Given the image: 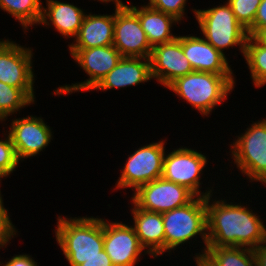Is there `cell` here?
<instances>
[{"label": "cell", "mask_w": 266, "mask_h": 266, "mask_svg": "<svg viewBox=\"0 0 266 266\" xmlns=\"http://www.w3.org/2000/svg\"><path fill=\"white\" fill-rule=\"evenodd\" d=\"M211 198L212 194L206 197L207 246L253 249L266 241V226L264 220L256 216L257 213L241 205V202L234 204L227 203L225 199Z\"/></svg>", "instance_id": "6da1fadb"}, {"label": "cell", "mask_w": 266, "mask_h": 266, "mask_svg": "<svg viewBox=\"0 0 266 266\" xmlns=\"http://www.w3.org/2000/svg\"><path fill=\"white\" fill-rule=\"evenodd\" d=\"M56 228V241L70 266H79L103 250L102 218L58 216Z\"/></svg>", "instance_id": "7a4b0ae2"}, {"label": "cell", "mask_w": 266, "mask_h": 266, "mask_svg": "<svg viewBox=\"0 0 266 266\" xmlns=\"http://www.w3.org/2000/svg\"><path fill=\"white\" fill-rule=\"evenodd\" d=\"M234 74L193 71L177 78L167 88L186 100L201 115L208 116L234 89Z\"/></svg>", "instance_id": "3957f363"}, {"label": "cell", "mask_w": 266, "mask_h": 266, "mask_svg": "<svg viewBox=\"0 0 266 266\" xmlns=\"http://www.w3.org/2000/svg\"><path fill=\"white\" fill-rule=\"evenodd\" d=\"M162 217L165 252L170 254L171 250L200 235L205 247L202 254L196 253L195 256L204 255L208 245L206 197L196 196L185 206L162 213Z\"/></svg>", "instance_id": "277c9868"}, {"label": "cell", "mask_w": 266, "mask_h": 266, "mask_svg": "<svg viewBox=\"0 0 266 266\" xmlns=\"http://www.w3.org/2000/svg\"><path fill=\"white\" fill-rule=\"evenodd\" d=\"M192 10L203 38L216 50L225 55L224 49L239 46L244 56L249 35L247 29L235 18L227 2L213 8Z\"/></svg>", "instance_id": "5b68a950"}, {"label": "cell", "mask_w": 266, "mask_h": 266, "mask_svg": "<svg viewBox=\"0 0 266 266\" xmlns=\"http://www.w3.org/2000/svg\"><path fill=\"white\" fill-rule=\"evenodd\" d=\"M237 168L249 182L266 180V118L253 122L230 145Z\"/></svg>", "instance_id": "8992f818"}, {"label": "cell", "mask_w": 266, "mask_h": 266, "mask_svg": "<svg viewBox=\"0 0 266 266\" xmlns=\"http://www.w3.org/2000/svg\"><path fill=\"white\" fill-rule=\"evenodd\" d=\"M76 63L87 73L89 78L83 82L59 86L55 95L72 94L73 92L93 91L100 81L118 64L122 55L113 46H100L88 49H69Z\"/></svg>", "instance_id": "52a82bcc"}, {"label": "cell", "mask_w": 266, "mask_h": 266, "mask_svg": "<svg viewBox=\"0 0 266 266\" xmlns=\"http://www.w3.org/2000/svg\"><path fill=\"white\" fill-rule=\"evenodd\" d=\"M165 143L152 142L128 155L114 190L131 188L134 192L139 186L162 177Z\"/></svg>", "instance_id": "ba28073f"}, {"label": "cell", "mask_w": 266, "mask_h": 266, "mask_svg": "<svg viewBox=\"0 0 266 266\" xmlns=\"http://www.w3.org/2000/svg\"><path fill=\"white\" fill-rule=\"evenodd\" d=\"M208 158L191 148L181 147L165 153L163 159L162 178L183 185L192 191L196 196L207 197L213 194L208 187L206 192H201V174L209 161Z\"/></svg>", "instance_id": "9c48e42d"}, {"label": "cell", "mask_w": 266, "mask_h": 266, "mask_svg": "<svg viewBox=\"0 0 266 266\" xmlns=\"http://www.w3.org/2000/svg\"><path fill=\"white\" fill-rule=\"evenodd\" d=\"M0 39V82L20 88L33 102L34 72L33 49L23 47L15 41Z\"/></svg>", "instance_id": "30bf717a"}, {"label": "cell", "mask_w": 266, "mask_h": 266, "mask_svg": "<svg viewBox=\"0 0 266 266\" xmlns=\"http://www.w3.org/2000/svg\"><path fill=\"white\" fill-rule=\"evenodd\" d=\"M131 201L146 211L164 213L190 203L196 195L187 187L162 177L139 186Z\"/></svg>", "instance_id": "8fae6325"}, {"label": "cell", "mask_w": 266, "mask_h": 266, "mask_svg": "<svg viewBox=\"0 0 266 266\" xmlns=\"http://www.w3.org/2000/svg\"><path fill=\"white\" fill-rule=\"evenodd\" d=\"M103 249L113 266H135L140 255L149 254L141 245L133 226L103 219Z\"/></svg>", "instance_id": "7c38bea8"}, {"label": "cell", "mask_w": 266, "mask_h": 266, "mask_svg": "<svg viewBox=\"0 0 266 266\" xmlns=\"http://www.w3.org/2000/svg\"><path fill=\"white\" fill-rule=\"evenodd\" d=\"M113 46L122 57L150 58L152 46L130 7L115 8Z\"/></svg>", "instance_id": "4fadbf2b"}, {"label": "cell", "mask_w": 266, "mask_h": 266, "mask_svg": "<svg viewBox=\"0 0 266 266\" xmlns=\"http://www.w3.org/2000/svg\"><path fill=\"white\" fill-rule=\"evenodd\" d=\"M11 122L8 134L19 161L36 156L50 144L52 130L41 116L15 118Z\"/></svg>", "instance_id": "5bb4252c"}, {"label": "cell", "mask_w": 266, "mask_h": 266, "mask_svg": "<svg viewBox=\"0 0 266 266\" xmlns=\"http://www.w3.org/2000/svg\"><path fill=\"white\" fill-rule=\"evenodd\" d=\"M149 59L152 79L165 88L194 71L183 53L180 35L172 42L153 46Z\"/></svg>", "instance_id": "9a60e30c"}, {"label": "cell", "mask_w": 266, "mask_h": 266, "mask_svg": "<svg viewBox=\"0 0 266 266\" xmlns=\"http://www.w3.org/2000/svg\"><path fill=\"white\" fill-rule=\"evenodd\" d=\"M181 45L194 71L233 74L226 55L216 50L203 37L181 36Z\"/></svg>", "instance_id": "2e32d148"}, {"label": "cell", "mask_w": 266, "mask_h": 266, "mask_svg": "<svg viewBox=\"0 0 266 266\" xmlns=\"http://www.w3.org/2000/svg\"><path fill=\"white\" fill-rule=\"evenodd\" d=\"M152 79L149 58L122 57L93 90L137 86Z\"/></svg>", "instance_id": "e0dca14e"}, {"label": "cell", "mask_w": 266, "mask_h": 266, "mask_svg": "<svg viewBox=\"0 0 266 266\" xmlns=\"http://www.w3.org/2000/svg\"><path fill=\"white\" fill-rule=\"evenodd\" d=\"M132 204L133 227L141 245L149 252L150 257L158 258V255H164L165 233L162 213L146 211L138 208L133 202Z\"/></svg>", "instance_id": "ac0fdd59"}, {"label": "cell", "mask_w": 266, "mask_h": 266, "mask_svg": "<svg viewBox=\"0 0 266 266\" xmlns=\"http://www.w3.org/2000/svg\"><path fill=\"white\" fill-rule=\"evenodd\" d=\"M115 13L112 15L86 14L74 42L69 49H88L113 45Z\"/></svg>", "instance_id": "d6986e66"}, {"label": "cell", "mask_w": 266, "mask_h": 266, "mask_svg": "<svg viewBox=\"0 0 266 266\" xmlns=\"http://www.w3.org/2000/svg\"><path fill=\"white\" fill-rule=\"evenodd\" d=\"M46 6L42 7L39 24H52L65 39L76 37L86 15L83 9L58 0H46Z\"/></svg>", "instance_id": "ffe728a7"}, {"label": "cell", "mask_w": 266, "mask_h": 266, "mask_svg": "<svg viewBox=\"0 0 266 266\" xmlns=\"http://www.w3.org/2000/svg\"><path fill=\"white\" fill-rule=\"evenodd\" d=\"M138 16L141 27L146 33L150 45L153 47L158 44L174 41L177 36L172 34V25L176 26L179 21L173 16L162 11L156 10L148 5L129 6Z\"/></svg>", "instance_id": "44dd1931"}, {"label": "cell", "mask_w": 266, "mask_h": 266, "mask_svg": "<svg viewBox=\"0 0 266 266\" xmlns=\"http://www.w3.org/2000/svg\"><path fill=\"white\" fill-rule=\"evenodd\" d=\"M214 266H256L252 249L236 246H207L203 255Z\"/></svg>", "instance_id": "7402d4cb"}, {"label": "cell", "mask_w": 266, "mask_h": 266, "mask_svg": "<svg viewBox=\"0 0 266 266\" xmlns=\"http://www.w3.org/2000/svg\"><path fill=\"white\" fill-rule=\"evenodd\" d=\"M41 0H0V8L21 23L24 31L28 27L39 25L42 16ZM27 29V30H26Z\"/></svg>", "instance_id": "603a6c76"}, {"label": "cell", "mask_w": 266, "mask_h": 266, "mask_svg": "<svg viewBox=\"0 0 266 266\" xmlns=\"http://www.w3.org/2000/svg\"><path fill=\"white\" fill-rule=\"evenodd\" d=\"M244 59L251 73L255 87L266 84V46L259 44L252 36H248Z\"/></svg>", "instance_id": "cb8c5ba5"}, {"label": "cell", "mask_w": 266, "mask_h": 266, "mask_svg": "<svg viewBox=\"0 0 266 266\" xmlns=\"http://www.w3.org/2000/svg\"><path fill=\"white\" fill-rule=\"evenodd\" d=\"M34 102L20 89L0 82V122Z\"/></svg>", "instance_id": "d4e9b609"}, {"label": "cell", "mask_w": 266, "mask_h": 266, "mask_svg": "<svg viewBox=\"0 0 266 266\" xmlns=\"http://www.w3.org/2000/svg\"><path fill=\"white\" fill-rule=\"evenodd\" d=\"M235 18L248 29L255 20V15L261 0H227Z\"/></svg>", "instance_id": "484cf974"}, {"label": "cell", "mask_w": 266, "mask_h": 266, "mask_svg": "<svg viewBox=\"0 0 266 266\" xmlns=\"http://www.w3.org/2000/svg\"><path fill=\"white\" fill-rule=\"evenodd\" d=\"M3 140H0V181L4 177H8L13 171H16V167L19 165L15 148L12 144L9 134Z\"/></svg>", "instance_id": "4316f807"}, {"label": "cell", "mask_w": 266, "mask_h": 266, "mask_svg": "<svg viewBox=\"0 0 266 266\" xmlns=\"http://www.w3.org/2000/svg\"><path fill=\"white\" fill-rule=\"evenodd\" d=\"M187 0H149L148 6L173 16L181 23Z\"/></svg>", "instance_id": "83f0119b"}, {"label": "cell", "mask_w": 266, "mask_h": 266, "mask_svg": "<svg viewBox=\"0 0 266 266\" xmlns=\"http://www.w3.org/2000/svg\"><path fill=\"white\" fill-rule=\"evenodd\" d=\"M4 207L2 195H0V249L7 247L10 240L17 234L15 226L12 224L10 214Z\"/></svg>", "instance_id": "f1b7e54d"}, {"label": "cell", "mask_w": 266, "mask_h": 266, "mask_svg": "<svg viewBox=\"0 0 266 266\" xmlns=\"http://www.w3.org/2000/svg\"><path fill=\"white\" fill-rule=\"evenodd\" d=\"M31 257L28 254L15 255L9 261H5V264L0 262V266H39Z\"/></svg>", "instance_id": "f546056e"}, {"label": "cell", "mask_w": 266, "mask_h": 266, "mask_svg": "<svg viewBox=\"0 0 266 266\" xmlns=\"http://www.w3.org/2000/svg\"><path fill=\"white\" fill-rule=\"evenodd\" d=\"M266 28V0H261L258 6L254 23L248 29Z\"/></svg>", "instance_id": "4dcf8cb0"}, {"label": "cell", "mask_w": 266, "mask_h": 266, "mask_svg": "<svg viewBox=\"0 0 266 266\" xmlns=\"http://www.w3.org/2000/svg\"><path fill=\"white\" fill-rule=\"evenodd\" d=\"M79 266H113L111 260L107 253L100 251V255L93 256L92 258L87 259L84 263Z\"/></svg>", "instance_id": "1f68e13d"}, {"label": "cell", "mask_w": 266, "mask_h": 266, "mask_svg": "<svg viewBox=\"0 0 266 266\" xmlns=\"http://www.w3.org/2000/svg\"><path fill=\"white\" fill-rule=\"evenodd\" d=\"M248 35L252 36L259 44L266 46V28L247 29Z\"/></svg>", "instance_id": "d6a6232c"}, {"label": "cell", "mask_w": 266, "mask_h": 266, "mask_svg": "<svg viewBox=\"0 0 266 266\" xmlns=\"http://www.w3.org/2000/svg\"><path fill=\"white\" fill-rule=\"evenodd\" d=\"M95 1V0H94ZM97 1H100V2H105V4H108L110 2H113L112 4H115V8L118 9V8H126V7H129V5H126L125 3L122 2V0H97Z\"/></svg>", "instance_id": "836d02e7"}]
</instances>
